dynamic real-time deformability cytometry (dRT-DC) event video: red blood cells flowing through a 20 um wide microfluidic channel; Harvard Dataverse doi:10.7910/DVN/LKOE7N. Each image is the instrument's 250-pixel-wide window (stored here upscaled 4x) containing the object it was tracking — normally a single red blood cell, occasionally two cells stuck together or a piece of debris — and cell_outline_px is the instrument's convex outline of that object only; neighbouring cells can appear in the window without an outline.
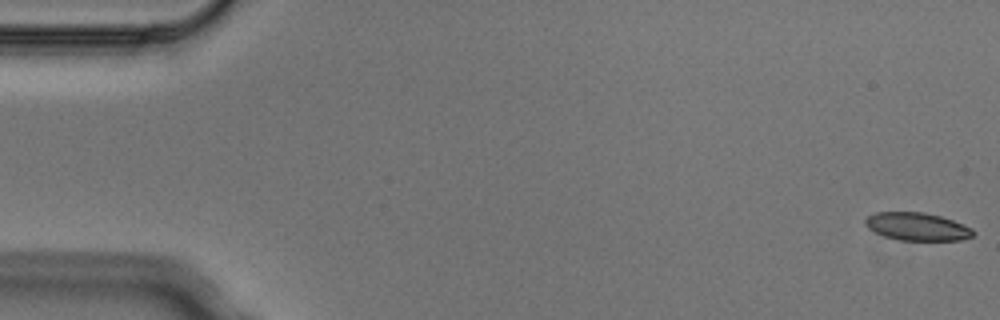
{"species": "Egyptian fruit bat (a non-hibernating species)", "species_latin": "Rousettus aegyptiacus", "temperature_condition": "cold", "stored_images_in_passage": 5, "camera_frame_rate_fps": 3000, "um_per_image_px": 0.085, "animal": {"sex": "male"}, "frame": {"image": 1, "passage_image": 1, "time_ms": 0.0, "image_size_px": [1000, 320], "cell_outline_px": [[976, 232], [972, 236], [960, 240], [900, 240], [884, 236], [868, 228], [864, 224], [864, 220], [868, 216], [876, 212], [924, 212], [940, 216], [952, 220], [972, 228]], "centroid_in_image_um": [77.95, 19.26], "position_along_channel_um": 7.1, "area_um2": 17.46}}
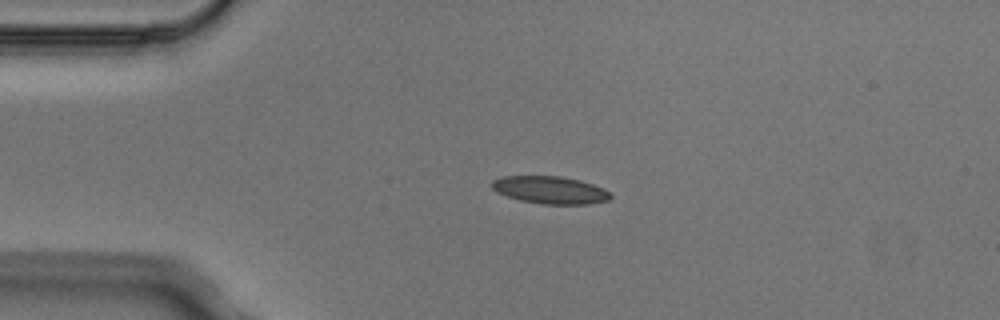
{"frame": {"image": 2, "passage_image": 4, "time_ms": 1.0, "image_size_px": [1000, 320], "cell_outline_px": [[612, 196], [608, 200], [588, 204], [544, 204], [520, 200], [496, 192], [492, 188], [492, 180], [500, 176], [560, 176], [580, 180], [604, 188], [612, 192]], "centroid_in_image_um": [46.78, 16.14], "position_along_channel_um": 38.2, "area_um2": 19.07}}